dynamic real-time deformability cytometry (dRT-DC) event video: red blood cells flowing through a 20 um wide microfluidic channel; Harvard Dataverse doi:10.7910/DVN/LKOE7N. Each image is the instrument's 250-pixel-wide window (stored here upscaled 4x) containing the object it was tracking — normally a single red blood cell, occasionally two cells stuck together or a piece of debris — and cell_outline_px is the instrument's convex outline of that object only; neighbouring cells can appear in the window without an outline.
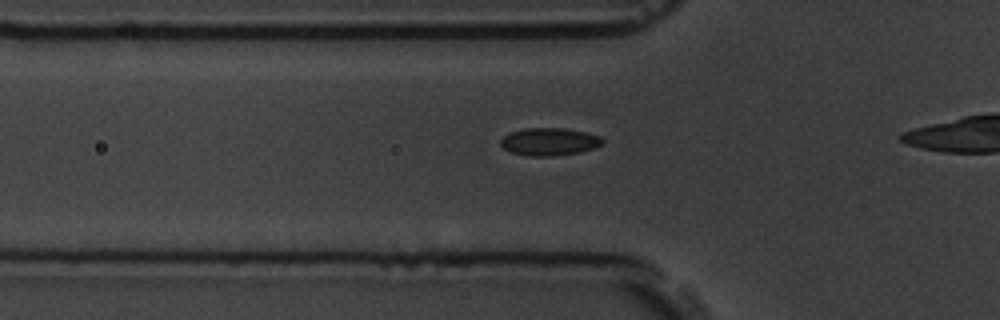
{"species": "common noctule bat (a hibernating species)", "species_latin": "Nyctalus noctula", "temperature_condition": "room temperature", "stored_images_in_passage": 40, "camera_frame_rate_fps": 3000, "um_per_image_px": 0.085, "animal": {"sex": "male", "body_mass_g": 19.5, "forearm_length_mm": 54.6}, "frame": {"image": 1, "passage_image": 13, "time_ms": 4.0, "image_size_px": [1000, 320], "cell_outline_px": [[604, 144], [596, 148], [580, 152], [556, 156], [524, 156], [512, 152], [504, 148], [500, 144], [500, 140], [504, 136], [512, 132], [524, 128], [564, 128], [588, 132], [600, 136], [604, 140]], "centroid_in_image_um": [46.74, 12.05], "position_along_channel_um": 79.1, "area_um2": 16.65}}
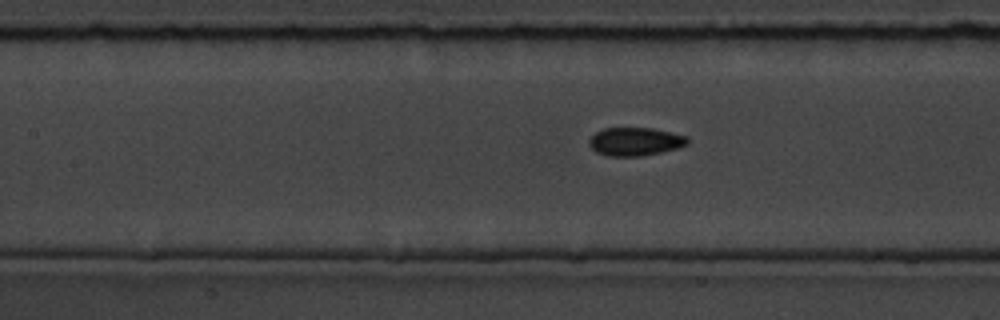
{"frame": {"image": 2, "passage_image": 19, "time_ms": 6.0, "image_size_px": [1000, 320], "cell_outline_px": [[688, 144], [676, 148], [660, 152], [640, 156], [608, 156], [596, 152], [588, 144], [588, 140], [596, 132], [604, 128], [652, 128], [688, 136]], "centroid_in_image_um": [53.97, 12.03], "position_along_channel_um": 153.4, "area_um2": 16.13}}
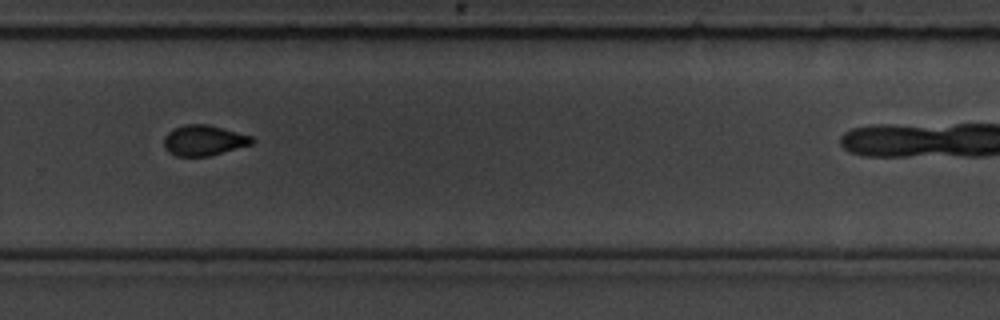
{"frame": {"image": 3, "passage_image": 32, "time_ms": 10.333, "image_size_px": [1000, 320], "cell_outline_px": [[256, 140], [252, 144], [208, 156], [176, 156], [168, 152], [164, 148], [164, 136], [172, 128], [184, 124], [208, 124], [252, 136]], "centroid_in_image_um": [17.3, 11.92], "position_along_channel_um": 312.5, "area_um2": 15.72}}